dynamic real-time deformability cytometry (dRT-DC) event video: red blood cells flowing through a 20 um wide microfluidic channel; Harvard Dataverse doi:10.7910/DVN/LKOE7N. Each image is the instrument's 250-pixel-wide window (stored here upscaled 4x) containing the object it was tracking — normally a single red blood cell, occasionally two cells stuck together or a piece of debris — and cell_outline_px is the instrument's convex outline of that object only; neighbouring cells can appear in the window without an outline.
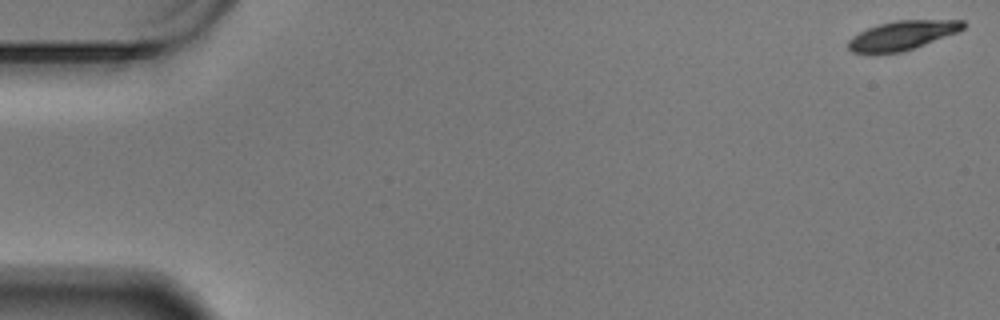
{"species": "Egyptian fruit bat (a non-hibernating species)", "species_latin": "Rousettus aegyptiacus", "temperature_condition": "warm", "stored_images_in_passage": 60, "camera_frame_rate_fps": 3000, "um_per_image_px": 0.085, "animal": {"sex": "male"}, "frame": {"image": 1, "passage_image": 1, "time_ms": 0.0, "image_size_px": [1000, 320], "cell_outline_px": [[964, 28], [956, 32], [924, 44], [900, 52], [852, 52], [848, 48], [848, 40], [852, 36], [868, 28], [880, 24], [896, 20], [964, 20]], "centroid_in_image_um": [76.68, 2.98], "position_along_channel_um": 8.3, "area_um2": 18.9}}
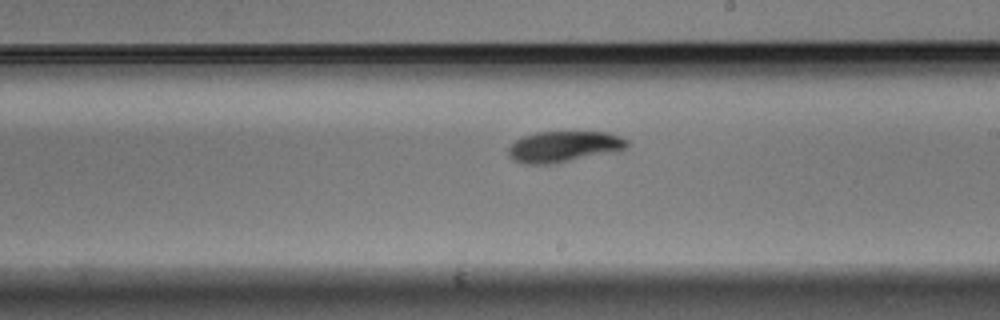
{"frame": {"image": 2, "passage_image": 35, "time_ms": 11.333, "image_size_px": [1000, 320], "cell_outline_px": [[628, 144], [624, 148], [616, 152], [556, 164], [524, 164], [512, 160], [508, 156], [508, 148], [516, 140], [524, 136], [536, 132], [608, 132], [620, 136], [628, 140]], "centroid_in_image_um": [47.92, 12.48], "position_along_channel_um": 241.1, "area_um2": 21.73}}
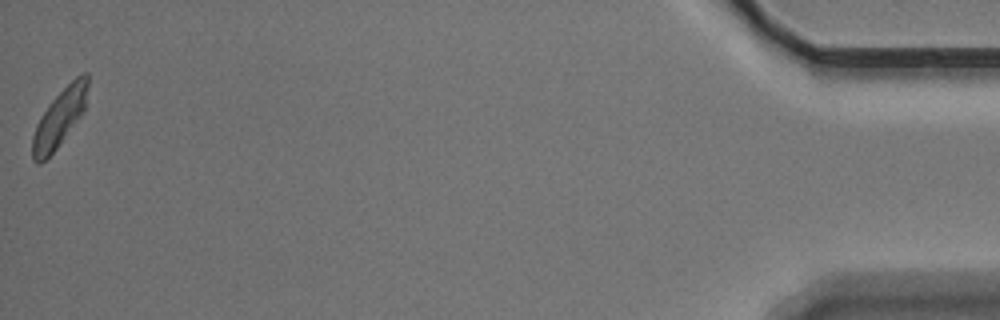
{"frame": {"image": 3, "passage_image": 60, "time_ms": 19.667, "image_size_px": [1000, 320], "cell_outline_px": [[88, 84], [84, 112], [56, 148], [40, 164], [36, 164], [32, 160], [32, 136], [36, 124], [40, 116], [48, 104], [76, 76], [84, 72], [88, 72]], "centroid_in_image_um": [5.05, 10.02], "position_along_channel_um": 430.2, "area_um2": 18.44}, "authors_computed_cell_mechanics": {"area_um2": 20.6057, "velocity_mm_per_s": 3.3872, "shape_relaxation_time_tau1_ms": 1.4737, "shape_relaxation_time_tau2_ms": null, "deformation_change_tau1": 0.1147, "deformation_change_tau2": null}}